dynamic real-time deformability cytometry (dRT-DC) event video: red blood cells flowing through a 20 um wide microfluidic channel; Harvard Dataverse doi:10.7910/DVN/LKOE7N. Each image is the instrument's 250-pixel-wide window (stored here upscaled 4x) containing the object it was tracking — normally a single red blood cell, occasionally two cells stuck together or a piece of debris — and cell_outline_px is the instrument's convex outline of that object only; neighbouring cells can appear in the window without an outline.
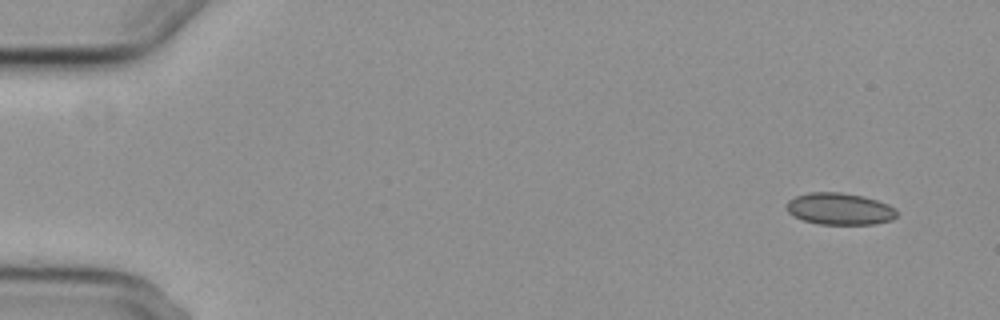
{"species": "common noctule bat (a hibernating species)", "species_latin": "Nyctalus noctula", "temperature_condition": "cold", "stored_images_in_passage": 2, "camera_frame_rate_fps": 3000, "um_per_image_px": 0.085, "animal": {"sex": "female", "body_mass_g": 29.2, "forearm_length_mm": 56.3}, "frame": {"image": 1, "passage_image": 2, "time_ms": 1.333, "image_size_px": [1000, 320], "cell_outline_px": [[896, 216], [892, 220], [876, 224], [816, 224], [804, 220], [788, 212], [788, 200], [796, 196], [808, 192], [840, 192], [864, 196], [888, 204], [896, 208]], "centroid_in_image_um": [71.4, 17.75], "position_along_channel_um": 13.6, "area_um2": 20.4}}